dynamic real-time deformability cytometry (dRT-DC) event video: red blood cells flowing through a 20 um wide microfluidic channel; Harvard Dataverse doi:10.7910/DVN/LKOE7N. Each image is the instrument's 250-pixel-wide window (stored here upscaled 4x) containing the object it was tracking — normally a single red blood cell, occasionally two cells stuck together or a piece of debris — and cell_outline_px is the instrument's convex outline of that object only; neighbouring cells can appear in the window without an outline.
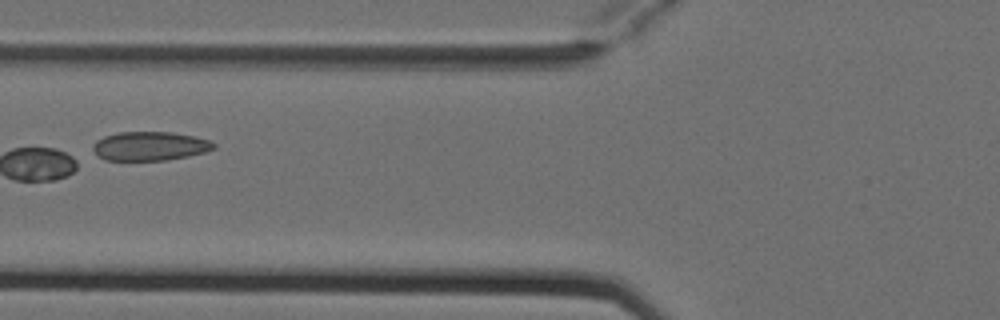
{"species": "Egyptian fruit bat (a non-hibernating species)", "species_latin": "Rousettus aegyptiacus", "temperature_condition": "cold", "stored_images_in_passage": 6, "camera_frame_rate_fps": 3000, "um_per_image_px": 0.085, "animal": {"sex": "female"}, "frame": {"image": 1, "passage_image": 6, "time_ms": 1.667, "image_size_px": [1000, 320], "cell_outline_px": [[216, 148], [204, 152], [188, 156], [164, 160], [104, 160], [92, 152], [92, 144], [96, 140], [104, 136], [120, 132], [172, 132], [192, 136], [208, 140], [216, 144]], "centroid_in_image_um": [12.69, 12.42], "position_along_channel_um": 113.1, "area_um2": 20.4}}